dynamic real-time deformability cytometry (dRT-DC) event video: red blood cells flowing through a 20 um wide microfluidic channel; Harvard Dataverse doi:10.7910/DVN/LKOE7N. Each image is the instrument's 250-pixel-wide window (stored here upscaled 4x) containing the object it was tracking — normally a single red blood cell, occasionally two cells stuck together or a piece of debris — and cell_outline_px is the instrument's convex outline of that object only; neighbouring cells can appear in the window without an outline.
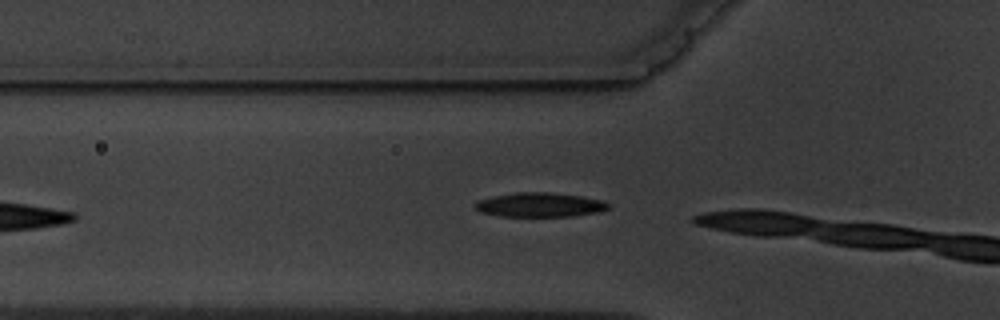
{"species": "common noctule bat (a hibernating species)", "species_latin": "Nyctalus noctula", "temperature_condition": "warm", "stored_images_in_passage": 3, "camera_frame_rate_fps": 3000, "um_per_image_px": 0.085, "animal": {"sex": "male", "body_mass_g": 19.5, "forearm_length_mm": 54.6}, "frame": {"image": 1, "passage_image": 2, "time_ms": 1.333, "image_size_px": [1000, 320], "cell_outline_px": [[608, 208], [600, 212], [572, 216], [500, 216], [480, 212], [472, 204], [476, 200], [492, 196], [516, 192], [552, 192], [580, 196], [600, 200], [608, 204]], "centroid_in_image_um": [45.81, 17.4], "position_along_channel_um": 80.0, "area_um2": 18.9}}